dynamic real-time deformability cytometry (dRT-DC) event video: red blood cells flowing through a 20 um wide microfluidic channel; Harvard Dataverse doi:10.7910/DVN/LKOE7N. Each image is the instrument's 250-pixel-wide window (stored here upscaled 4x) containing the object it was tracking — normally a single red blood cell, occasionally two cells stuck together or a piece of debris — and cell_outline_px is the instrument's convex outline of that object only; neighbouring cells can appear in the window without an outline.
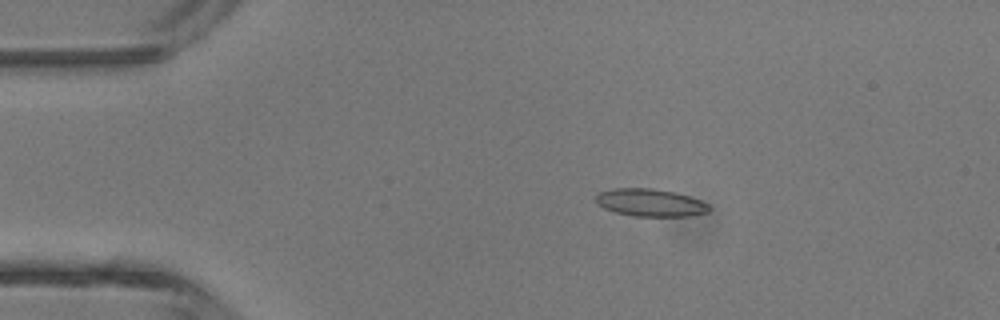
{"species": "common noctule bat (a hibernating species)", "species_latin": "Nyctalus noctula", "temperature_condition": "room temperature", "stored_images_in_passage": 5, "camera_frame_rate_fps": 3000, "um_per_image_px": 0.085, "animal": {"sex": "male", "body_mass_g": 13.3}, "frame": {"image": 1, "passage_image": 3, "time_ms": 2.333, "image_size_px": [1000, 320], "cell_outline_px": [[712, 208], [708, 212], [688, 216], [632, 216], [616, 212], [604, 208], [596, 204], [596, 196], [600, 192], [612, 188], [652, 188], [676, 192], [700, 200], [708, 204]], "centroid_in_image_um": [55.28, 17.22], "position_along_channel_um": 29.7, "area_um2": 18.26}}